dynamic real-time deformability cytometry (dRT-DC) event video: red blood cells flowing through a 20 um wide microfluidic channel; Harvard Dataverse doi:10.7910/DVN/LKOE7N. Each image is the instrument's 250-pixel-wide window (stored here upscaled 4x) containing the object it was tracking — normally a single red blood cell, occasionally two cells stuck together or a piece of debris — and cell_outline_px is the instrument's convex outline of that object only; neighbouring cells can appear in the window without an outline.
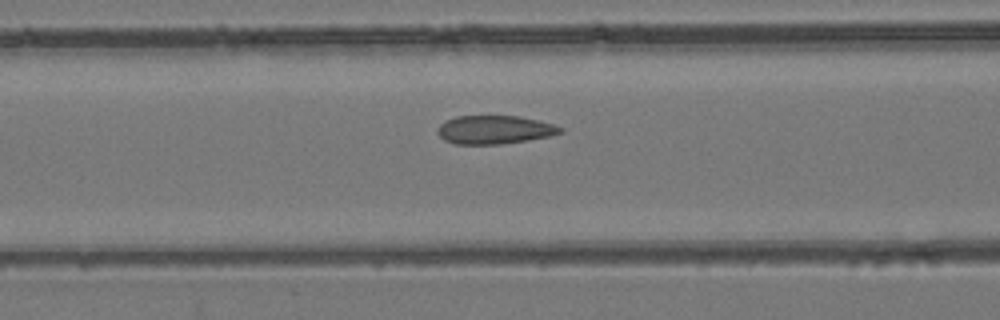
{"species": "common noctule bat (a hibernating species)", "species_latin": "Nyctalus noctula", "temperature_condition": "room temperature", "stored_images_in_passage": 26, "camera_frame_rate_fps": 3000, "um_per_image_px": 0.085, "animal": {"sex": "female", "body_mass_g": 24.6, "forearm_length_mm": 56.2}, "frame": {"image": 1, "passage_image": 10, "time_ms": 3.0, "image_size_px": [1000, 320], "cell_outline_px": [[564, 132], [548, 136], [528, 140], [500, 144], [456, 144], [444, 140], [436, 132], [436, 128], [440, 124], [456, 116], [520, 116], [552, 124], [564, 128]], "centroid_in_image_um": [42.02, 11.03], "position_along_channel_um": 124.6, "area_um2": 20.29}}
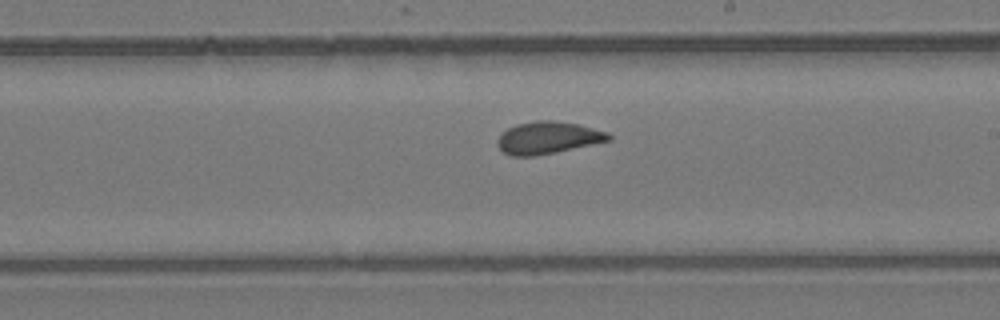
{"frame": {"image": 2, "passage_image": 19, "time_ms": 6.0, "image_size_px": [1000, 320], "cell_outline_px": [[612, 140], [556, 152], [536, 156], [512, 156], [504, 152], [496, 144], [496, 140], [508, 128], [516, 124], [536, 120], [552, 120], [576, 124], [608, 132], [612, 136]], "centroid_in_image_um": [46.57, 11.71], "position_along_channel_um": 242.4, "area_um2": 20.81}}
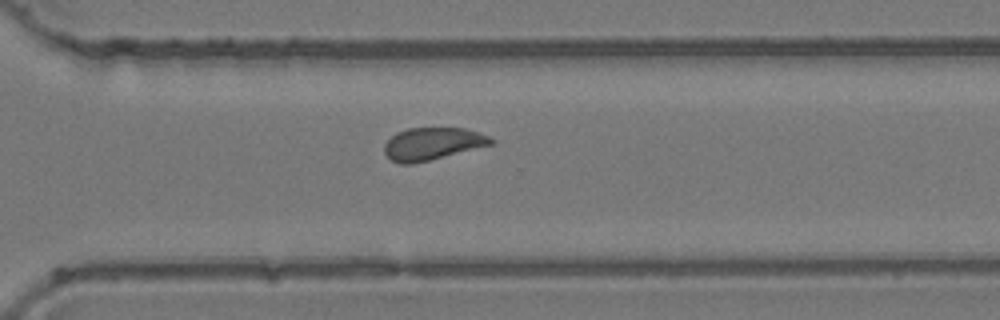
{"frame": {"image": 3, "passage_image": 26, "time_ms": 8.333, "image_size_px": [1000, 320], "cell_outline_px": [[496, 140], [492, 144], [412, 164], [400, 164], [392, 160], [384, 152], [384, 144], [396, 132], [408, 128], [464, 128], [488, 136]], "centroid_in_image_um": [36.72, 12.21], "position_along_channel_um": 333.9, "area_um2": 19.83}}